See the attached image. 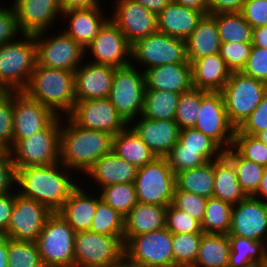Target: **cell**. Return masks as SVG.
Listing matches in <instances>:
<instances>
[{"instance_id": "1", "label": "cell", "mask_w": 267, "mask_h": 267, "mask_svg": "<svg viewBox=\"0 0 267 267\" xmlns=\"http://www.w3.org/2000/svg\"><path fill=\"white\" fill-rule=\"evenodd\" d=\"M72 171L61 162L16 169L17 193L58 212L79 185L78 178L70 177Z\"/></svg>"}, {"instance_id": "2", "label": "cell", "mask_w": 267, "mask_h": 267, "mask_svg": "<svg viewBox=\"0 0 267 267\" xmlns=\"http://www.w3.org/2000/svg\"><path fill=\"white\" fill-rule=\"evenodd\" d=\"M65 119V120H64ZM113 135L77 126L61 117L60 162L68 169L85 172L102 156L112 152Z\"/></svg>"}, {"instance_id": "3", "label": "cell", "mask_w": 267, "mask_h": 267, "mask_svg": "<svg viewBox=\"0 0 267 267\" xmlns=\"http://www.w3.org/2000/svg\"><path fill=\"white\" fill-rule=\"evenodd\" d=\"M23 91L57 116H68L76 102L74 72L35 65Z\"/></svg>"}, {"instance_id": "4", "label": "cell", "mask_w": 267, "mask_h": 267, "mask_svg": "<svg viewBox=\"0 0 267 267\" xmlns=\"http://www.w3.org/2000/svg\"><path fill=\"white\" fill-rule=\"evenodd\" d=\"M35 65L34 35L22 34V38L1 45L0 91H23L28 86Z\"/></svg>"}, {"instance_id": "5", "label": "cell", "mask_w": 267, "mask_h": 267, "mask_svg": "<svg viewBox=\"0 0 267 267\" xmlns=\"http://www.w3.org/2000/svg\"><path fill=\"white\" fill-rule=\"evenodd\" d=\"M76 232L58 212H52L35 241L45 267H74Z\"/></svg>"}, {"instance_id": "6", "label": "cell", "mask_w": 267, "mask_h": 267, "mask_svg": "<svg viewBox=\"0 0 267 267\" xmlns=\"http://www.w3.org/2000/svg\"><path fill=\"white\" fill-rule=\"evenodd\" d=\"M61 116L44 130L19 140L9 151L15 168L53 165L60 162Z\"/></svg>"}, {"instance_id": "7", "label": "cell", "mask_w": 267, "mask_h": 267, "mask_svg": "<svg viewBox=\"0 0 267 267\" xmlns=\"http://www.w3.org/2000/svg\"><path fill=\"white\" fill-rule=\"evenodd\" d=\"M74 248V267H118L125 262L124 242L118 236L77 232Z\"/></svg>"}, {"instance_id": "8", "label": "cell", "mask_w": 267, "mask_h": 267, "mask_svg": "<svg viewBox=\"0 0 267 267\" xmlns=\"http://www.w3.org/2000/svg\"><path fill=\"white\" fill-rule=\"evenodd\" d=\"M220 92L224 98L228 119L238 129L261 103L267 92V83L242 72H231Z\"/></svg>"}, {"instance_id": "9", "label": "cell", "mask_w": 267, "mask_h": 267, "mask_svg": "<svg viewBox=\"0 0 267 267\" xmlns=\"http://www.w3.org/2000/svg\"><path fill=\"white\" fill-rule=\"evenodd\" d=\"M125 263L132 267H174L172 233L162 228L130 237L124 243Z\"/></svg>"}, {"instance_id": "10", "label": "cell", "mask_w": 267, "mask_h": 267, "mask_svg": "<svg viewBox=\"0 0 267 267\" xmlns=\"http://www.w3.org/2000/svg\"><path fill=\"white\" fill-rule=\"evenodd\" d=\"M135 66L136 64H130L115 69L108 97L128 125L141 115L146 89L145 74Z\"/></svg>"}, {"instance_id": "11", "label": "cell", "mask_w": 267, "mask_h": 267, "mask_svg": "<svg viewBox=\"0 0 267 267\" xmlns=\"http://www.w3.org/2000/svg\"><path fill=\"white\" fill-rule=\"evenodd\" d=\"M58 32L50 37L48 31L34 35L36 65L75 72L87 59L85 49L63 30Z\"/></svg>"}, {"instance_id": "12", "label": "cell", "mask_w": 267, "mask_h": 267, "mask_svg": "<svg viewBox=\"0 0 267 267\" xmlns=\"http://www.w3.org/2000/svg\"><path fill=\"white\" fill-rule=\"evenodd\" d=\"M140 203L168 206L176 188L175 173L166 158H156L137 170L134 181Z\"/></svg>"}, {"instance_id": "13", "label": "cell", "mask_w": 267, "mask_h": 267, "mask_svg": "<svg viewBox=\"0 0 267 267\" xmlns=\"http://www.w3.org/2000/svg\"><path fill=\"white\" fill-rule=\"evenodd\" d=\"M131 64L137 62L147 69L175 63H189L185 40L160 32L139 39L131 45ZM146 65V66H145Z\"/></svg>"}, {"instance_id": "14", "label": "cell", "mask_w": 267, "mask_h": 267, "mask_svg": "<svg viewBox=\"0 0 267 267\" xmlns=\"http://www.w3.org/2000/svg\"><path fill=\"white\" fill-rule=\"evenodd\" d=\"M194 129L210 137L224 151L232 147L236 128L228 119L221 92H208L202 98Z\"/></svg>"}, {"instance_id": "15", "label": "cell", "mask_w": 267, "mask_h": 267, "mask_svg": "<svg viewBox=\"0 0 267 267\" xmlns=\"http://www.w3.org/2000/svg\"><path fill=\"white\" fill-rule=\"evenodd\" d=\"M51 213L46 206L20 195L15 189L10 223L3 236L16 241L35 242Z\"/></svg>"}, {"instance_id": "16", "label": "cell", "mask_w": 267, "mask_h": 267, "mask_svg": "<svg viewBox=\"0 0 267 267\" xmlns=\"http://www.w3.org/2000/svg\"><path fill=\"white\" fill-rule=\"evenodd\" d=\"M95 64L109 65L115 68L131 64V44L124 34L109 19L99 30L98 35L85 49V55Z\"/></svg>"}, {"instance_id": "17", "label": "cell", "mask_w": 267, "mask_h": 267, "mask_svg": "<svg viewBox=\"0 0 267 267\" xmlns=\"http://www.w3.org/2000/svg\"><path fill=\"white\" fill-rule=\"evenodd\" d=\"M68 117L79 127L104 131L113 136L128 125L109 98L76 101Z\"/></svg>"}, {"instance_id": "18", "label": "cell", "mask_w": 267, "mask_h": 267, "mask_svg": "<svg viewBox=\"0 0 267 267\" xmlns=\"http://www.w3.org/2000/svg\"><path fill=\"white\" fill-rule=\"evenodd\" d=\"M56 117L51 109L30 98L24 91H13L12 147L19 140L44 130Z\"/></svg>"}, {"instance_id": "19", "label": "cell", "mask_w": 267, "mask_h": 267, "mask_svg": "<svg viewBox=\"0 0 267 267\" xmlns=\"http://www.w3.org/2000/svg\"><path fill=\"white\" fill-rule=\"evenodd\" d=\"M110 20L132 45L135 41L158 32L157 14L132 0H114Z\"/></svg>"}, {"instance_id": "20", "label": "cell", "mask_w": 267, "mask_h": 267, "mask_svg": "<svg viewBox=\"0 0 267 267\" xmlns=\"http://www.w3.org/2000/svg\"><path fill=\"white\" fill-rule=\"evenodd\" d=\"M228 235L245 237L267 245V203L247 196L233 205Z\"/></svg>"}, {"instance_id": "21", "label": "cell", "mask_w": 267, "mask_h": 267, "mask_svg": "<svg viewBox=\"0 0 267 267\" xmlns=\"http://www.w3.org/2000/svg\"><path fill=\"white\" fill-rule=\"evenodd\" d=\"M21 33L35 35L49 31L62 17L58 0H12ZM57 19V20H56ZM50 27V28H49Z\"/></svg>"}, {"instance_id": "22", "label": "cell", "mask_w": 267, "mask_h": 267, "mask_svg": "<svg viewBox=\"0 0 267 267\" xmlns=\"http://www.w3.org/2000/svg\"><path fill=\"white\" fill-rule=\"evenodd\" d=\"M115 69L113 66L84 61L74 72L76 101L108 98Z\"/></svg>"}, {"instance_id": "23", "label": "cell", "mask_w": 267, "mask_h": 267, "mask_svg": "<svg viewBox=\"0 0 267 267\" xmlns=\"http://www.w3.org/2000/svg\"><path fill=\"white\" fill-rule=\"evenodd\" d=\"M133 121L129 125L158 158H165L178 142L180 129L175 120H151L140 115Z\"/></svg>"}, {"instance_id": "24", "label": "cell", "mask_w": 267, "mask_h": 267, "mask_svg": "<svg viewBox=\"0 0 267 267\" xmlns=\"http://www.w3.org/2000/svg\"><path fill=\"white\" fill-rule=\"evenodd\" d=\"M103 9V10H101ZM104 8L98 6L94 8L71 9L62 12L68 22L63 30L74 41L79 43L84 49L98 35L99 30L110 19L105 17Z\"/></svg>"}, {"instance_id": "25", "label": "cell", "mask_w": 267, "mask_h": 267, "mask_svg": "<svg viewBox=\"0 0 267 267\" xmlns=\"http://www.w3.org/2000/svg\"><path fill=\"white\" fill-rule=\"evenodd\" d=\"M146 89L184 93L193 88L190 63L156 66L144 71Z\"/></svg>"}, {"instance_id": "26", "label": "cell", "mask_w": 267, "mask_h": 267, "mask_svg": "<svg viewBox=\"0 0 267 267\" xmlns=\"http://www.w3.org/2000/svg\"><path fill=\"white\" fill-rule=\"evenodd\" d=\"M205 14L171 1L158 15V32L186 40Z\"/></svg>"}, {"instance_id": "27", "label": "cell", "mask_w": 267, "mask_h": 267, "mask_svg": "<svg viewBox=\"0 0 267 267\" xmlns=\"http://www.w3.org/2000/svg\"><path fill=\"white\" fill-rule=\"evenodd\" d=\"M100 200L99 194H92L91 196V193L87 192L79 184L58 213L61 214L76 233L89 231L97 209V203Z\"/></svg>"}, {"instance_id": "28", "label": "cell", "mask_w": 267, "mask_h": 267, "mask_svg": "<svg viewBox=\"0 0 267 267\" xmlns=\"http://www.w3.org/2000/svg\"><path fill=\"white\" fill-rule=\"evenodd\" d=\"M137 170L135 166L111 152L99 158L84 175L90 176L91 182H95L101 189L118 183L134 182Z\"/></svg>"}, {"instance_id": "29", "label": "cell", "mask_w": 267, "mask_h": 267, "mask_svg": "<svg viewBox=\"0 0 267 267\" xmlns=\"http://www.w3.org/2000/svg\"><path fill=\"white\" fill-rule=\"evenodd\" d=\"M191 67L193 88L209 92H220L231 74L220 53L194 60Z\"/></svg>"}, {"instance_id": "30", "label": "cell", "mask_w": 267, "mask_h": 267, "mask_svg": "<svg viewBox=\"0 0 267 267\" xmlns=\"http://www.w3.org/2000/svg\"><path fill=\"white\" fill-rule=\"evenodd\" d=\"M185 42L187 60L190 64L194 60L220 53L222 42L214 17L211 14L204 15Z\"/></svg>"}, {"instance_id": "31", "label": "cell", "mask_w": 267, "mask_h": 267, "mask_svg": "<svg viewBox=\"0 0 267 267\" xmlns=\"http://www.w3.org/2000/svg\"><path fill=\"white\" fill-rule=\"evenodd\" d=\"M167 206L138 202L124 217L125 243L130 237L150 233L165 227Z\"/></svg>"}, {"instance_id": "32", "label": "cell", "mask_w": 267, "mask_h": 267, "mask_svg": "<svg viewBox=\"0 0 267 267\" xmlns=\"http://www.w3.org/2000/svg\"><path fill=\"white\" fill-rule=\"evenodd\" d=\"M112 152L137 169L157 158L130 125L113 136Z\"/></svg>"}, {"instance_id": "33", "label": "cell", "mask_w": 267, "mask_h": 267, "mask_svg": "<svg viewBox=\"0 0 267 267\" xmlns=\"http://www.w3.org/2000/svg\"><path fill=\"white\" fill-rule=\"evenodd\" d=\"M213 197L232 205L247 197L238 182L233 164L224 155L214 160Z\"/></svg>"}, {"instance_id": "34", "label": "cell", "mask_w": 267, "mask_h": 267, "mask_svg": "<svg viewBox=\"0 0 267 267\" xmlns=\"http://www.w3.org/2000/svg\"><path fill=\"white\" fill-rule=\"evenodd\" d=\"M231 251L228 267L267 266V245L245 237L228 235Z\"/></svg>"}, {"instance_id": "35", "label": "cell", "mask_w": 267, "mask_h": 267, "mask_svg": "<svg viewBox=\"0 0 267 267\" xmlns=\"http://www.w3.org/2000/svg\"><path fill=\"white\" fill-rule=\"evenodd\" d=\"M230 251L228 235L203 233L192 267H228Z\"/></svg>"}, {"instance_id": "36", "label": "cell", "mask_w": 267, "mask_h": 267, "mask_svg": "<svg viewBox=\"0 0 267 267\" xmlns=\"http://www.w3.org/2000/svg\"><path fill=\"white\" fill-rule=\"evenodd\" d=\"M177 190L196 194L205 198L213 197L214 160L203 166L175 173Z\"/></svg>"}, {"instance_id": "37", "label": "cell", "mask_w": 267, "mask_h": 267, "mask_svg": "<svg viewBox=\"0 0 267 267\" xmlns=\"http://www.w3.org/2000/svg\"><path fill=\"white\" fill-rule=\"evenodd\" d=\"M180 93L145 89L141 115L151 120H174Z\"/></svg>"}, {"instance_id": "38", "label": "cell", "mask_w": 267, "mask_h": 267, "mask_svg": "<svg viewBox=\"0 0 267 267\" xmlns=\"http://www.w3.org/2000/svg\"><path fill=\"white\" fill-rule=\"evenodd\" d=\"M216 20L222 43H252V27L241 12L211 14Z\"/></svg>"}, {"instance_id": "39", "label": "cell", "mask_w": 267, "mask_h": 267, "mask_svg": "<svg viewBox=\"0 0 267 267\" xmlns=\"http://www.w3.org/2000/svg\"><path fill=\"white\" fill-rule=\"evenodd\" d=\"M232 164L238 182L247 196H253L260 185L265 167L242 158L232 147L223 154Z\"/></svg>"}, {"instance_id": "40", "label": "cell", "mask_w": 267, "mask_h": 267, "mask_svg": "<svg viewBox=\"0 0 267 267\" xmlns=\"http://www.w3.org/2000/svg\"><path fill=\"white\" fill-rule=\"evenodd\" d=\"M233 205L215 197L207 199L201 223L203 233L228 235Z\"/></svg>"}, {"instance_id": "41", "label": "cell", "mask_w": 267, "mask_h": 267, "mask_svg": "<svg viewBox=\"0 0 267 267\" xmlns=\"http://www.w3.org/2000/svg\"><path fill=\"white\" fill-rule=\"evenodd\" d=\"M124 219L123 215L101 199L97 203V209L89 231L104 235L118 236L123 241Z\"/></svg>"}, {"instance_id": "42", "label": "cell", "mask_w": 267, "mask_h": 267, "mask_svg": "<svg viewBox=\"0 0 267 267\" xmlns=\"http://www.w3.org/2000/svg\"><path fill=\"white\" fill-rule=\"evenodd\" d=\"M99 194L101 199L124 217L138 203L134 182L105 186Z\"/></svg>"}, {"instance_id": "43", "label": "cell", "mask_w": 267, "mask_h": 267, "mask_svg": "<svg viewBox=\"0 0 267 267\" xmlns=\"http://www.w3.org/2000/svg\"><path fill=\"white\" fill-rule=\"evenodd\" d=\"M177 143L184 149L201 150V155L208 162L224 154V150L214 140L194 128L180 130Z\"/></svg>"}, {"instance_id": "44", "label": "cell", "mask_w": 267, "mask_h": 267, "mask_svg": "<svg viewBox=\"0 0 267 267\" xmlns=\"http://www.w3.org/2000/svg\"><path fill=\"white\" fill-rule=\"evenodd\" d=\"M203 233L172 234L174 266L192 267L194 265Z\"/></svg>"}, {"instance_id": "45", "label": "cell", "mask_w": 267, "mask_h": 267, "mask_svg": "<svg viewBox=\"0 0 267 267\" xmlns=\"http://www.w3.org/2000/svg\"><path fill=\"white\" fill-rule=\"evenodd\" d=\"M209 91L192 88L180 95L177 105L175 121L179 129L194 128L197 121V116L200 109L202 98Z\"/></svg>"}, {"instance_id": "46", "label": "cell", "mask_w": 267, "mask_h": 267, "mask_svg": "<svg viewBox=\"0 0 267 267\" xmlns=\"http://www.w3.org/2000/svg\"><path fill=\"white\" fill-rule=\"evenodd\" d=\"M8 267H45L36 242L8 238Z\"/></svg>"}, {"instance_id": "47", "label": "cell", "mask_w": 267, "mask_h": 267, "mask_svg": "<svg viewBox=\"0 0 267 267\" xmlns=\"http://www.w3.org/2000/svg\"><path fill=\"white\" fill-rule=\"evenodd\" d=\"M232 148L244 159L267 167V145L256 136L235 130Z\"/></svg>"}, {"instance_id": "48", "label": "cell", "mask_w": 267, "mask_h": 267, "mask_svg": "<svg viewBox=\"0 0 267 267\" xmlns=\"http://www.w3.org/2000/svg\"><path fill=\"white\" fill-rule=\"evenodd\" d=\"M13 134V91H0V150L12 148Z\"/></svg>"}, {"instance_id": "49", "label": "cell", "mask_w": 267, "mask_h": 267, "mask_svg": "<svg viewBox=\"0 0 267 267\" xmlns=\"http://www.w3.org/2000/svg\"><path fill=\"white\" fill-rule=\"evenodd\" d=\"M165 158L174 173L200 167L208 162L201 155V150L184 149V146L178 143L173 146Z\"/></svg>"}, {"instance_id": "50", "label": "cell", "mask_w": 267, "mask_h": 267, "mask_svg": "<svg viewBox=\"0 0 267 267\" xmlns=\"http://www.w3.org/2000/svg\"><path fill=\"white\" fill-rule=\"evenodd\" d=\"M252 50V43H221L220 55L231 72H241Z\"/></svg>"}, {"instance_id": "51", "label": "cell", "mask_w": 267, "mask_h": 267, "mask_svg": "<svg viewBox=\"0 0 267 267\" xmlns=\"http://www.w3.org/2000/svg\"><path fill=\"white\" fill-rule=\"evenodd\" d=\"M165 227L172 233H203L201 223L187 213L169 204L166 209Z\"/></svg>"}, {"instance_id": "52", "label": "cell", "mask_w": 267, "mask_h": 267, "mask_svg": "<svg viewBox=\"0 0 267 267\" xmlns=\"http://www.w3.org/2000/svg\"><path fill=\"white\" fill-rule=\"evenodd\" d=\"M207 198L175 188L172 205L202 223L205 215Z\"/></svg>"}, {"instance_id": "53", "label": "cell", "mask_w": 267, "mask_h": 267, "mask_svg": "<svg viewBox=\"0 0 267 267\" xmlns=\"http://www.w3.org/2000/svg\"><path fill=\"white\" fill-rule=\"evenodd\" d=\"M243 74L267 83V48L252 45Z\"/></svg>"}, {"instance_id": "54", "label": "cell", "mask_w": 267, "mask_h": 267, "mask_svg": "<svg viewBox=\"0 0 267 267\" xmlns=\"http://www.w3.org/2000/svg\"><path fill=\"white\" fill-rule=\"evenodd\" d=\"M20 34L23 33L19 29L16 12L12 4L11 7H0V46L15 41L21 37Z\"/></svg>"}, {"instance_id": "55", "label": "cell", "mask_w": 267, "mask_h": 267, "mask_svg": "<svg viewBox=\"0 0 267 267\" xmlns=\"http://www.w3.org/2000/svg\"><path fill=\"white\" fill-rule=\"evenodd\" d=\"M265 129H267V92L264 94L261 103L238 128L241 133L252 136Z\"/></svg>"}, {"instance_id": "56", "label": "cell", "mask_w": 267, "mask_h": 267, "mask_svg": "<svg viewBox=\"0 0 267 267\" xmlns=\"http://www.w3.org/2000/svg\"><path fill=\"white\" fill-rule=\"evenodd\" d=\"M16 168L9 150H0V194L15 191Z\"/></svg>"}, {"instance_id": "57", "label": "cell", "mask_w": 267, "mask_h": 267, "mask_svg": "<svg viewBox=\"0 0 267 267\" xmlns=\"http://www.w3.org/2000/svg\"><path fill=\"white\" fill-rule=\"evenodd\" d=\"M241 13L252 28L267 26V0H246Z\"/></svg>"}, {"instance_id": "58", "label": "cell", "mask_w": 267, "mask_h": 267, "mask_svg": "<svg viewBox=\"0 0 267 267\" xmlns=\"http://www.w3.org/2000/svg\"><path fill=\"white\" fill-rule=\"evenodd\" d=\"M15 202V192L0 194V235L3 236L10 223L12 208Z\"/></svg>"}, {"instance_id": "59", "label": "cell", "mask_w": 267, "mask_h": 267, "mask_svg": "<svg viewBox=\"0 0 267 267\" xmlns=\"http://www.w3.org/2000/svg\"><path fill=\"white\" fill-rule=\"evenodd\" d=\"M246 0H209V14L241 12Z\"/></svg>"}, {"instance_id": "60", "label": "cell", "mask_w": 267, "mask_h": 267, "mask_svg": "<svg viewBox=\"0 0 267 267\" xmlns=\"http://www.w3.org/2000/svg\"><path fill=\"white\" fill-rule=\"evenodd\" d=\"M62 12L71 9L94 8L101 6L100 0H58Z\"/></svg>"}, {"instance_id": "61", "label": "cell", "mask_w": 267, "mask_h": 267, "mask_svg": "<svg viewBox=\"0 0 267 267\" xmlns=\"http://www.w3.org/2000/svg\"><path fill=\"white\" fill-rule=\"evenodd\" d=\"M149 11L159 14L172 0H132Z\"/></svg>"}, {"instance_id": "62", "label": "cell", "mask_w": 267, "mask_h": 267, "mask_svg": "<svg viewBox=\"0 0 267 267\" xmlns=\"http://www.w3.org/2000/svg\"><path fill=\"white\" fill-rule=\"evenodd\" d=\"M174 3L185 7L194 8L205 15L209 14V0H172Z\"/></svg>"}, {"instance_id": "63", "label": "cell", "mask_w": 267, "mask_h": 267, "mask_svg": "<svg viewBox=\"0 0 267 267\" xmlns=\"http://www.w3.org/2000/svg\"><path fill=\"white\" fill-rule=\"evenodd\" d=\"M252 45L267 48V26L252 29Z\"/></svg>"}, {"instance_id": "64", "label": "cell", "mask_w": 267, "mask_h": 267, "mask_svg": "<svg viewBox=\"0 0 267 267\" xmlns=\"http://www.w3.org/2000/svg\"><path fill=\"white\" fill-rule=\"evenodd\" d=\"M253 197L261 199L262 201L267 203V167L264 169L259 188L257 192L253 195Z\"/></svg>"}, {"instance_id": "65", "label": "cell", "mask_w": 267, "mask_h": 267, "mask_svg": "<svg viewBox=\"0 0 267 267\" xmlns=\"http://www.w3.org/2000/svg\"><path fill=\"white\" fill-rule=\"evenodd\" d=\"M8 238L0 236V267H8Z\"/></svg>"}, {"instance_id": "66", "label": "cell", "mask_w": 267, "mask_h": 267, "mask_svg": "<svg viewBox=\"0 0 267 267\" xmlns=\"http://www.w3.org/2000/svg\"><path fill=\"white\" fill-rule=\"evenodd\" d=\"M255 136L267 145V129L257 133Z\"/></svg>"}, {"instance_id": "67", "label": "cell", "mask_w": 267, "mask_h": 267, "mask_svg": "<svg viewBox=\"0 0 267 267\" xmlns=\"http://www.w3.org/2000/svg\"><path fill=\"white\" fill-rule=\"evenodd\" d=\"M118 267H132V266H129L128 264H126V263L124 262L122 265H120V266H118Z\"/></svg>"}, {"instance_id": "68", "label": "cell", "mask_w": 267, "mask_h": 267, "mask_svg": "<svg viewBox=\"0 0 267 267\" xmlns=\"http://www.w3.org/2000/svg\"><path fill=\"white\" fill-rule=\"evenodd\" d=\"M252 267H267V266L255 265V266H252Z\"/></svg>"}]
</instances>
